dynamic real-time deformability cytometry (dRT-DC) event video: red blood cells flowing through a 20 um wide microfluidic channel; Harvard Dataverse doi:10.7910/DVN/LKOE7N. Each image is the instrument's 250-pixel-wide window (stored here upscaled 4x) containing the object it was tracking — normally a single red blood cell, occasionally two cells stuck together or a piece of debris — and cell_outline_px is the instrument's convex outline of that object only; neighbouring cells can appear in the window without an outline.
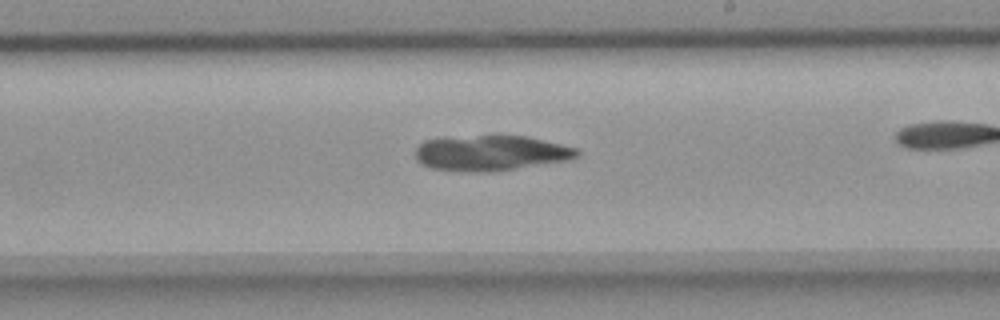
{"species": "common noctule bat (a hibernating species)", "species_latin": "Nyctalus noctula", "temperature_condition": "room temperature", "stored_images_in_passage": 27, "camera_frame_rate_fps": 3000, "um_per_image_px": 0.085, "animal": {"sex": "female", "body_mass_g": 18.4}, "frame": {"image": 1, "passage_image": 16, "time_ms": 5.0, "image_size_px": [1000, 320], "cell_outline_px": [[580, 156], [564, 160], [488, 172], [464, 172], [432, 168], [420, 164], [416, 160], [416, 148], [424, 140], [480, 136], [524, 136], [560, 144], [576, 148], [580, 152]], "centroid_in_image_um": [41.67, 13.02], "position_along_channel_um": 247.3, "area_um2": 32.6}}